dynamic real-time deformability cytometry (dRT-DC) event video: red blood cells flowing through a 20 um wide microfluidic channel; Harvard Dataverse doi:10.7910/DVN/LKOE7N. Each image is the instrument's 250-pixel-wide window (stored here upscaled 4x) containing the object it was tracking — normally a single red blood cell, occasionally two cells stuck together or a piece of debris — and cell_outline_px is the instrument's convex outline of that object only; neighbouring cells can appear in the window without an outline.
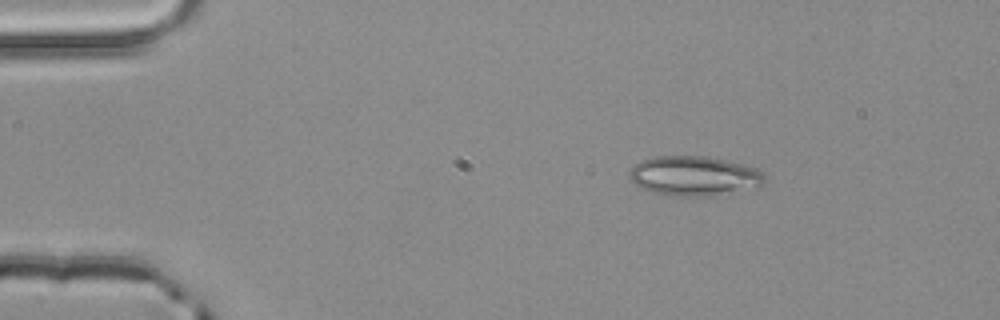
{"species": "common noctule bat (a hibernating species)", "species_latin": "Nyctalus noctula", "temperature_condition": "room temperature", "stored_images_in_passage": 3, "segment_of_instrument_passage": [1, 2], "camera_frame_rate_fps": 3000, "um_per_image_px": 0.085, "animal": {"sex": "male", "body_mass_g": 20.4}, "frame": {"image": 1, "passage_image": 1, "time_ms": 0.0, "image_size_px": [1000, 320], "cell_outline_px": [[764, 184], [760, 188], [712, 196], [672, 196], [648, 192], [640, 188], [628, 176], [632, 164], [640, 160], [656, 156], [708, 156], [744, 164], [756, 168], [764, 176]], "centroid_in_image_um": [58.99, 14.96], "position_along_channel_um": 26.0, "area_um2": 31.91}}